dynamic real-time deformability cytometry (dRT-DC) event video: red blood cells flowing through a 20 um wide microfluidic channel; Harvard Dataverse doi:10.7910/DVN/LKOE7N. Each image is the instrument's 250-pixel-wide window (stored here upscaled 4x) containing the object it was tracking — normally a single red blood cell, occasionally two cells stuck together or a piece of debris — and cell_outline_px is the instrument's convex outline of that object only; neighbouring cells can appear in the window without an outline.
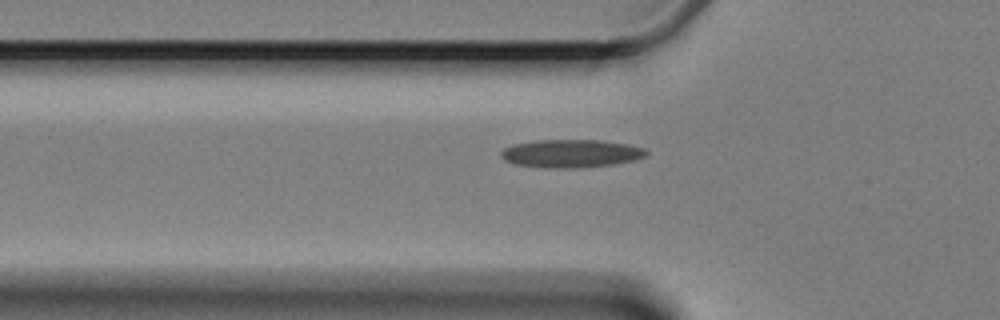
{"species": "Egyptian fruit bat (a non-hibernating species)", "species_latin": "Rousettus aegyptiacus", "temperature_condition": "cold", "stored_images_in_passage": 6, "segment_of_instrument_passage": [1, 2], "camera_frame_rate_fps": 3000, "um_per_image_px": 0.085, "animal": {"sex": "female"}, "frame": {"image": 1, "passage_image": 5, "time_ms": 6.333, "image_size_px": [1000, 320], "cell_outline_px": [[648, 152], [644, 156], [632, 160], [612, 164], [580, 168], [548, 168], [516, 164], [504, 160], [500, 156], [500, 152], [504, 148], [512, 144], [536, 140], [600, 140], [628, 144], [644, 148]], "centroid_in_image_um": [48.49, 13.04], "position_along_channel_um": 77.3, "area_um2": 23.7}}